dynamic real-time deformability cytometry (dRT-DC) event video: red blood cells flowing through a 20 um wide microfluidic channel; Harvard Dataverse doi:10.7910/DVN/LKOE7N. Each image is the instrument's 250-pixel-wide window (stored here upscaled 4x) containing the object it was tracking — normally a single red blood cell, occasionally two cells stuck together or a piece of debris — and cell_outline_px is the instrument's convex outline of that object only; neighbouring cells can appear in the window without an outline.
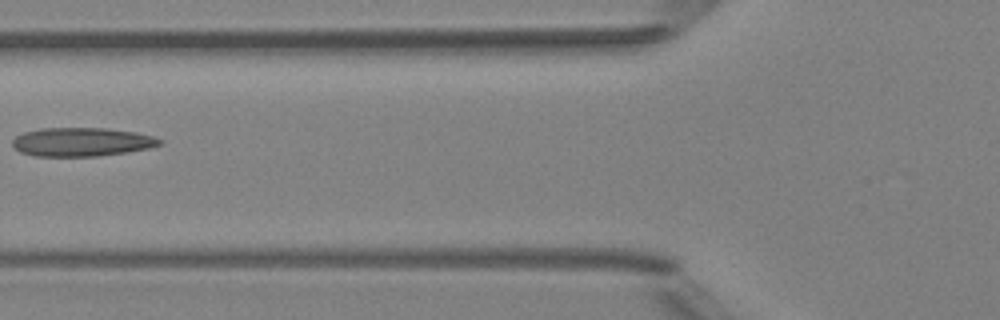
{"species": "Egyptian fruit bat (a non-hibernating species)", "species_latin": "Rousettus aegyptiacus", "temperature_condition": "room temperature", "stored_images_in_passage": 3, "camera_frame_rate_fps": 3000, "um_per_image_px": 0.085, "animal": {"sex": "female"}, "frame": {"image": 1, "passage_image": 3, "time_ms": 2.333, "image_size_px": [1000, 320], "cell_outline_px": [[164, 140], [160, 144], [148, 148], [124, 152], [96, 156], [36, 156], [20, 152], [12, 144], [12, 140], [16, 136], [24, 132], [40, 128], [108, 128], [136, 132], [152, 136]], "centroid_in_image_um": [6.93, 12.05], "position_along_channel_um": 118.9, "area_um2": 24.51}}